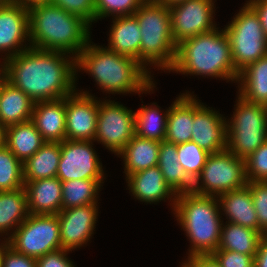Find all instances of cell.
<instances>
[{"mask_svg":"<svg viewBox=\"0 0 267 267\" xmlns=\"http://www.w3.org/2000/svg\"><path fill=\"white\" fill-rule=\"evenodd\" d=\"M29 47L5 60L6 79L34 102L67 97L76 90L75 57Z\"/></svg>","mask_w":267,"mask_h":267,"instance_id":"1","label":"cell"},{"mask_svg":"<svg viewBox=\"0 0 267 267\" xmlns=\"http://www.w3.org/2000/svg\"><path fill=\"white\" fill-rule=\"evenodd\" d=\"M75 69L76 73L81 70L89 73L97 86L108 94H143L156 87L150 70L137 60L91 44V41L75 57Z\"/></svg>","mask_w":267,"mask_h":267,"instance_id":"2","label":"cell"},{"mask_svg":"<svg viewBox=\"0 0 267 267\" xmlns=\"http://www.w3.org/2000/svg\"><path fill=\"white\" fill-rule=\"evenodd\" d=\"M30 46L61 51L76 57L90 42V28L83 18L47 1L28 4Z\"/></svg>","mask_w":267,"mask_h":267,"instance_id":"3","label":"cell"},{"mask_svg":"<svg viewBox=\"0 0 267 267\" xmlns=\"http://www.w3.org/2000/svg\"><path fill=\"white\" fill-rule=\"evenodd\" d=\"M218 29L219 27L178 44L175 61L169 72L237 82L239 73L233 65L229 38L223 29Z\"/></svg>","mask_w":267,"mask_h":267,"instance_id":"4","label":"cell"},{"mask_svg":"<svg viewBox=\"0 0 267 267\" xmlns=\"http://www.w3.org/2000/svg\"><path fill=\"white\" fill-rule=\"evenodd\" d=\"M173 211L192 245L187 257L212 255L223 225L218 198L194 192L177 194Z\"/></svg>","mask_w":267,"mask_h":267,"instance_id":"5","label":"cell"},{"mask_svg":"<svg viewBox=\"0 0 267 267\" xmlns=\"http://www.w3.org/2000/svg\"><path fill=\"white\" fill-rule=\"evenodd\" d=\"M133 15L140 26V64L146 70L150 64L169 71L177 50L171 32L169 6L155 0L144 1Z\"/></svg>","mask_w":267,"mask_h":267,"instance_id":"6","label":"cell"},{"mask_svg":"<svg viewBox=\"0 0 267 267\" xmlns=\"http://www.w3.org/2000/svg\"><path fill=\"white\" fill-rule=\"evenodd\" d=\"M224 31L229 38L233 65L238 73L267 55V38L260 17L248 2L224 27Z\"/></svg>","mask_w":267,"mask_h":267,"instance_id":"7","label":"cell"},{"mask_svg":"<svg viewBox=\"0 0 267 267\" xmlns=\"http://www.w3.org/2000/svg\"><path fill=\"white\" fill-rule=\"evenodd\" d=\"M233 116L228 122L227 149L246 159L267 140V110L264 105L237 97Z\"/></svg>","mask_w":267,"mask_h":267,"instance_id":"8","label":"cell"},{"mask_svg":"<svg viewBox=\"0 0 267 267\" xmlns=\"http://www.w3.org/2000/svg\"><path fill=\"white\" fill-rule=\"evenodd\" d=\"M247 184L245 159L225 149L208 156L202 171L193 181V192L218 197Z\"/></svg>","mask_w":267,"mask_h":267,"instance_id":"9","label":"cell"},{"mask_svg":"<svg viewBox=\"0 0 267 267\" xmlns=\"http://www.w3.org/2000/svg\"><path fill=\"white\" fill-rule=\"evenodd\" d=\"M8 240L17 253L35 259L61 249L57 214H29Z\"/></svg>","mask_w":267,"mask_h":267,"instance_id":"10","label":"cell"},{"mask_svg":"<svg viewBox=\"0 0 267 267\" xmlns=\"http://www.w3.org/2000/svg\"><path fill=\"white\" fill-rule=\"evenodd\" d=\"M135 135V112L112 100H99L94 142L118 155Z\"/></svg>","mask_w":267,"mask_h":267,"instance_id":"11","label":"cell"},{"mask_svg":"<svg viewBox=\"0 0 267 267\" xmlns=\"http://www.w3.org/2000/svg\"><path fill=\"white\" fill-rule=\"evenodd\" d=\"M213 0H184L169 6L171 32L176 46L194 36L215 29Z\"/></svg>","mask_w":267,"mask_h":267,"instance_id":"12","label":"cell"},{"mask_svg":"<svg viewBox=\"0 0 267 267\" xmlns=\"http://www.w3.org/2000/svg\"><path fill=\"white\" fill-rule=\"evenodd\" d=\"M94 141L64 140L60 143L61 156L57 178L63 182L68 180L93 179L104 180L105 175Z\"/></svg>","mask_w":267,"mask_h":267,"instance_id":"13","label":"cell"},{"mask_svg":"<svg viewBox=\"0 0 267 267\" xmlns=\"http://www.w3.org/2000/svg\"><path fill=\"white\" fill-rule=\"evenodd\" d=\"M96 98L78 90L65 97L66 140L94 141L99 111V100Z\"/></svg>","mask_w":267,"mask_h":267,"instance_id":"14","label":"cell"},{"mask_svg":"<svg viewBox=\"0 0 267 267\" xmlns=\"http://www.w3.org/2000/svg\"><path fill=\"white\" fill-rule=\"evenodd\" d=\"M219 111L193 98V128L191 141L208 153L227 149L228 122Z\"/></svg>","mask_w":267,"mask_h":267,"instance_id":"15","label":"cell"},{"mask_svg":"<svg viewBox=\"0 0 267 267\" xmlns=\"http://www.w3.org/2000/svg\"><path fill=\"white\" fill-rule=\"evenodd\" d=\"M26 41L30 42L28 4L11 1L0 7V52H7L2 59L7 60L31 47Z\"/></svg>","mask_w":267,"mask_h":267,"instance_id":"16","label":"cell"},{"mask_svg":"<svg viewBox=\"0 0 267 267\" xmlns=\"http://www.w3.org/2000/svg\"><path fill=\"white\" fill-rule=\"evenodd\" d=\"M61 247L71 251L87 244L95 231L97 203L61 210L58 214ZM84 244V245H83Z\"/></svg>","mask_w":267,"mask_h":267,"instance_id":"17","label":"cell"},{"mask_svg":"<svg viewBox=\"0 0 267 267\" xmlns=\"http://www.w3.org/2000/svg\"><path fill=\"white\" fill-rule=\"evenodd\" d=\"M125 179L128 183V190L141 202L155 204L167 198L171 201L170 205L175 207L177 195L166 184L158 166L133 173Z\"/></svg>","mask_w":267,"mask_h":267,"instance_id":"18","label":"cell"},{"mask_svg":"<svg viewBox=\"0 0 267 267\" xmlns=\"http://www.w3.org/2000/svg\"><path fill=\"white\" fill-rule=\"evenodd\" d=\"M65 98L52 101H38L34 104L31 121L45 142H59L66 139Z\"/></svg>","mask_w":267,"mask_h":267,"instance_id":"19","label":"cell"},{"mask_svg":"<svg viewBox=\"0 0 267 267\" xmlns=\"http://www.w3.org/2000/svg\"><path fill=\"white\" fill-rule=\"evenodd\" d=\"M29 214H58L62 210V182L57 177L24 181Z\"/></svg>","mask_w":267,"mask_h":267,"instance_id":"20","label":"cell"},{"mask_svg":"<svg viewBox=\"0 0 267 267\" xmlns=\"http://www.w3.org/2000/svg\"><path fill=\"white\" fill-rule=\"evenodd\" d=\"M217 198L220 211L224 212L222 214H225L228 222L258 231V219L248 184L223 193Z\"/></svg>","mask_w":267,"mask_h":267,"instance_id":"21","label":"cell"},{"mask_svg":"<svg viewBox=\"0 0 267 267\" xmlns=\"http://www.w3.org/2000/svg\"><path fill=\"white\" fill-rule=\"evenodd\" d=\"M109 34V44L105 48L121 55L134 58L140 63L141 33L134 15L113 17Z\"/></svg>","mask_w":267,"mask_h":267,"instance_id":"22","label":"cell"},{"mask_svg":"<svg viewBox=\"0 0 267 267\" xmlns=\"http://www.w3.org/2000/svg\"><path fill=\"white\" fill-rule=\"evenodd\" d=\"M35 102L7 79L0 87V122L8 127L31 120Z\"/></svg>","mask_w":267,"mask_h":267,"instance_id":"23","label":"cell"},{"mask_svg":"<svg viewBox=\"0 0 267 267\" xmlns=\"http://www.w3.org/2000/svg\"><path fill=\"white\" fill-rule=\"evenodd\" d=\"M193 97L183 93L169 107L166 141L180 144L191 141L193 122Z\"/></svg>","mask_w":267,"mask_h":267,"instance_id":"24","label":"cell"},{"mask_svg":"<svg viewBox=\"0 0 267 267\" xmlns=\"http://www.w3.org/2000/svg\"><path fill=\"white\" fill-rule=\"evenodd\" d=\"M160 144L161 142L135 134L118 154V156L123 158L126 177L133 173L158 166Z\"/></svg>","mask_w":267,"mask_h":267,"instance_id":"25","label":"cell"},{"mask_svg":"<svg viewBox=\"0 0 267 267\" xmlns=\"http://www.w3.org/2000/svg\"><path fill=\"white\" fill-rule=\"evenodd\" d=\"M158 167L164 176L166 184L176 195L193 192V180L179 163L177 144L166 140L161 141Z\"/></svg>","mask_w":267,"mask_h":267,"instance_id":"26","label":"cell"},{"mask_svg":"<svg viewBox=\"0 0 267 267\" xmlns=\"http://www.w3.org/2000/svg\"><path fill=\"white\" fill-rule=\"evenodd\" d=\"M44 143L31 120L5 128V145L22 163L33 156Z\"/></svg>","mask_w":267,"mask_h":267,"instance_id":"27","label":"cell"},{"mask_svg":"<svg viewBox=\"0 0 267 267\" xmlns=\"http://www.w3.org/2000/svg\"><path fill=\"white\" fill-rule=\"evenodd\" d=\"M243 99L267 105V55L249 64L239 72L237 82Z\"/></svg>","mask_w":267,"mask_h":267,"instance_id":"28","label":"cell"},{"mask_svg":"<svg viewBox=\"0 0 267 267\" xmlns=\"http://www.w3.org/2000/svg\"><path fill=\"white\" fill-rule=\"evenodd\" d=\"M28 215L27 195L24 187L13 191H0V235L5 232L4 235L11 234L7 237L9 239Z\"/></svg>","mask_w":267,"mask_h":267,"instance_id":"29","label":"cell"},{"mask_svg":"<svg viewBox=\"0 0 267 267\" xmlns=\"http://www.w3.org/2000/svg\"><path fill=\"white\" fill-rule=\"evenodd\" d=\"M61 149L59 142H45L23 163L24 181H34L57 176Z\"/></svg>","mask_w":267,"mask_h":267,"instance_id":"30","label":"cell"},{"mask_svg":"<svg viewBox=\"0 0 267 267\" xmlns=\"http://www.w3.org/2000/svg\"><path fill=\"white\" fill-rule=\"evenodd\" d=\"M262 236L256 230L226 221L222 225L217 250L235 251L255 257Z\"/></svg>","mask_w":267,"mask_h":267,"instance_id":"31","label":"cell"},{"mask_svg":"<svg viewBox=\"0 0 267 267\" xmlns=\"http://www.w3.org/2000/svg\"><path fill=\"white\" fill-rule=\"evenodd\" d=\"M151 104L150 106L142 105L140 109L135 112V134L161 142L166 139V127L169 108L160 114L158 105Z\"/></svg>","mask_w":267,"mask_h":267,"instance_id":"32","label":"cell"},{"mask_svg":"<svg viewBox=\"0 0 267 267\" xmlns=\"http://www.w3.org/2000/svg\"><path fill=\"white\" fill-rule=\"evenodd\" d=\"M102 184L103 180L93 179L63 181L62 210L98 203V193Z\"/></svg>","mask_w":267,"mask_h":267,"instance_id":"33","label":"cell"},{"mask_svg":"<svg viewBox=\"0 0 267 267\" xmlns=\"http://www.w3.org/2000/svg\"><path fill=\"white\" fill-rule=\"evenodd\" d=\"M23 163L3 145L0 147V191L24 187Z\"/></svg>","mask_w":267,"mask_h":267,"instance_id":"34","label":"cell"},{"mask_svg":"<svg viewBox=\"0 0 267 267\" xmlns=\"http://www.w3.org/2000/svg\"><path fill=\"white\" fill-rule=\"evenodd\" d=\"M179 163L194 181L202 171L210 153L200 148L195 142L177 144Z\"/></svg>","mask_w":267,"mask_h":267,"instance_id":"35","label":"cell"},{"mask_svg":"<svg viewBox=\"0 0 267 267\" xmlns=\"http://www.w3.org/2000/svg\"><path fill=\"white\" fill-rule=\"evenodd\" d=\"M143 2L144 0H95V21L110 16L133 15Z\"/></svg>","mask_w":267,"mask_h":267,"instance_id":"36","label":"cell"},{"mask_svg":"<svg viewBox=\"0 0 267 267\" xmlns=\"http://www.w3.org/2000/svg\"><path fill=\"white\" fill-rule=\"evenodd\" d=\"M248 182H267V140L245 159Z\"/></svg>","mask_w":267,"mask_h":267,"instance_id":"37","label":"cell"},{"mask_svg":"<svg viewBox=\"0 0 267 267\" xmlns=\"http://www.w3.org/2000/svg\"><path fill=\"white\" fill-rule=\"evenodd\" d=\"M258 219V232L267 234V182H248Z\"/></svg>","mask_w":267,"mask_h":267,"instance_id":"38","label":"cell"},{"mask_svg":"<svg viewBox=\"0 0 267 267\" xmlns=\"http://www.w3.org/2000/svg\"><path fill=\"white\" fill-rule=\"evenodd\" d=\"M68 13L83 18L90 25L95 22V0H46Z\"/></svg>","mask_w":267,"mask_h":267,"instance_id":"39","label":"cell"},{"mask_svg":"<svg viewBox=\"0 0 267 267\" xmlns=\"http://www.w3.org/2000/svg\"><path fill=\"white\" fill-rule=\"evenodd\" d=\"M212 256L221 267H254V257L235 251L216 250Z\"/></svg>","mask_w":267,"mask_h":267,"instance_id":"40","label":"cell"},{"mask_svg":"<svg viewBox=\"0 0 267 267\" xmlns=\"http://www.w3.org/2000/svg\"><path fill=\"white\" fill-rule=\"evenodd\" d=\"M67 254L69 251L62 248L49 252L36 259L37 267H75L73 262L68 259Z\"/></svg>","mask_w":267,"mask_h":267,"instance_id":"41","label":"cell"},{"mask_svg":"<svg viewBox=\"0 0 267 267\" xmlns=\"http://www.w3.org/2000/svg\"><path fill=\"white\" fill-rule=\"evenodd\" d=\"M2 267H37L36 259L17 253L8 246L4 251Z\"/></svg>","mask_w":267,"mask_h":267,"instance_id":"42","label":"cell"},{"mask_svg":"<svg viewBox=\"0 0 267 267\" xmlns=\"http://www.w3.org/2000/svg\"><path fill=\"white\" fill-rule=\"evenodd\" d=\"M186 260L192 267H221L212 255H195Z\"/></svg>","mask_w":267,"mask_h":267,"instance_id":"43","label":"cell"},{"mask_svg":"<svg viewBox=\"0 0 267 267\" xmlns=\"http://www.w3.org/2000/svg\"><path fill=\"white\" fill-rule=\"evenodd\" d=\"M247 2L258 13L267 38V0H248Z\"/></svg>","mask_w":267,"mask_h":267,"instance_id":"44","label":"cell"},{"mask_svg":"<svg viewBox=\"0 0 267 267\" xmlns=\"http://www.w3.org/2000/svg\"><path fill=\"white\" fill-rule=\"evenodd\" d=\"M254 267H267V234H263L254 257Z\"/></svg>","mask_w":267,"mask_h":267,"instance_id":"45","label":"cell"},{"mask_svg":"<svg viewBox=\"0 0 267 267\" xmlns=\"http://www.w3.org/2000/svg\"><path fill=\"white\" fill-rule=\"evenodd\" d=\"M3 239L4 241L0 243V267L3 265L4 251L9 246V240L6 238V236Z\"/></svg>","mask_w":267,"mask_h":267,"instance_id":"46","label":"cell"},{"mask_svg":"<svg viewBox=\"0 0 267 267\" xmlns=\"http://www.w3.org/2000/svg\"><path fill=\"white\" fill-rule=\"evenodd\" d=\"M3 64L0 63V87L3 84V82L6 80V61L4 59Z\"/></svg>","mask_w":267,"mask_h":267,"instance_id":"47","label":"cell"},{"mask_svg":"<svg viewBox=\"0 0 267 267\" xmlns=\"http://www.w3.org/2000/svg\"><path fill=\"white\" fill-rule=\"evenodd\" d=\"M5 126L0 122V147L5 145Z\"/></svg>","mask_w":267,"mask_h":267,"instance_id":"48","label":"cell"},{"mask_svg":"<svg viewBox=\"0 0 267 267\" xmlns=\"http://www.w3.org/2000/svg\"><path fill=\"white\" fill-rule=\"evenodd\" d=\"M156 2H159L161 4H164L166 6H170L172 4L184 1V0H155Z\"/></svg>","mask_w":267,"mask_h":267,"instance_id":"49","label":"cell"},{"mask_svg":"<svg viewBox=\"0 0 267 267\" xmlns=\"http://www.w3.org/2000/svg\"><path fill=\"white\" fill-rule=\"evenodd\" d=\"M12 1L29 4L35 1H46V0H12Z\"/></svg>","mask_w":267,"mask_h":267,"instance_id":"50","label":"cell"},{"mask_svg":"<svg viewBox=\"0 0 267 267\" xmlns=\"http://www.w3.org/2000/svg\"><path fill=\"white\" fill-rule=\"evenodd\" d=\"M12 0H0V7L8 5Z\"/></svg>","mask_w":267,"mask_h":267,"instance_id":"51","label":"cell"},{"mask_svg":"<svg viewBox=\"0 0 267 267\" xmlns=\"http://www.w3.org/2000/svg\"><path fill=\"white\" fill-rule=\"evenodd\" d=\"M180 266L181 267H192L186 260Z\"/></svg>","mask_w":267,"mask_h":267,"instance_id":"52","label":"cell"}]
</instances>
